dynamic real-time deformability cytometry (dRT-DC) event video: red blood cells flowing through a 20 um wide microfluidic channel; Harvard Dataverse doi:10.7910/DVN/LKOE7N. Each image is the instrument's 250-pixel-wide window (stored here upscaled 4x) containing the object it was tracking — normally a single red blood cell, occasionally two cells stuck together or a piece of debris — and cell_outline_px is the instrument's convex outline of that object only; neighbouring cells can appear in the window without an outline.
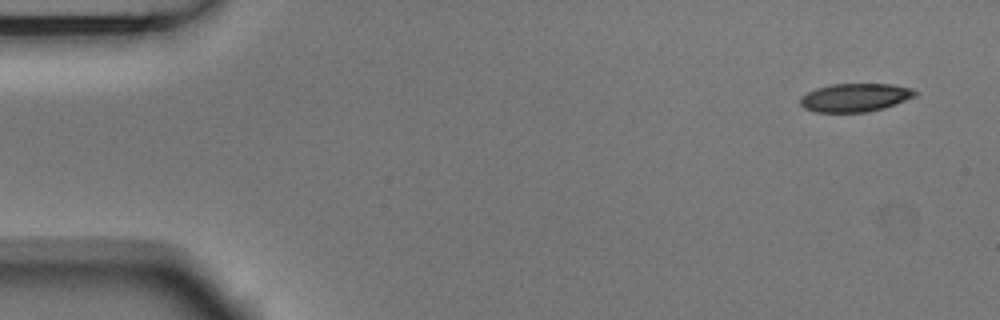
{"species": "Egyptian fruit bat (a non-hibernating species)", "species_latin": "Rousettus aegyptiacus", "temperature_condition": "room temperature", "stored_images_in_passage": 4, "camera_frame_rate_fps": 3000, "um_per_image_px": 0.085, "animal": {"sex": "male"}, "frame": {"image": 1, "passage_image": 1, "time_ms": 0.0, "image_size_px": [1000, 320], "cell_outline_px": [[916, 96], [896, 104], [884, 108], [868, 112], [816, 112], [804, 108], [800, 104], [800, 96], [816, 88], [832, 84], [892, 84], [912, 88], [916, 92]], "centroid_in_image_um": [72.68, 8.29], "position_along_channel_um": 12.3, "area_um2": 19.02}}
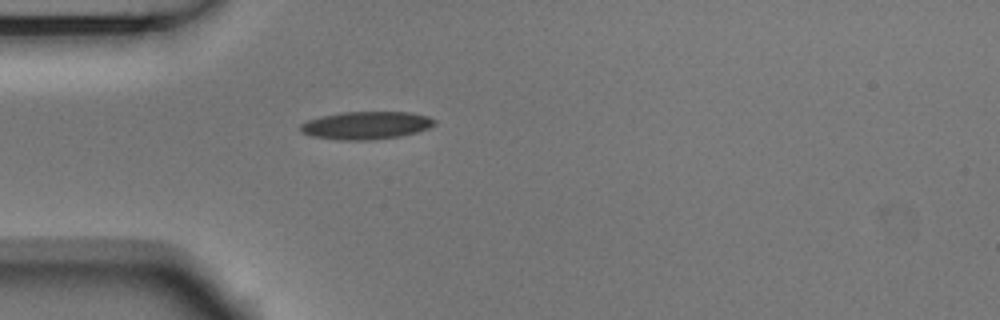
{"frame": {"image": 2, "passage_image": 4, "time_ms": 1.0, "image_size_px": [1000, 320], "cell_outline_px": [[436, 124], [428, 128], [416, 132], [400, 136], [372, 140], [336, 140], [312, 136], [300, 132], [300, 124], [308, 120], [340, 112], [412, 112], [428, 116], [436, 120]], "centroid_in_image_um": [31.13, 10.66], "position_along_channel_um": 53.9, "area_um2": 21.79}}